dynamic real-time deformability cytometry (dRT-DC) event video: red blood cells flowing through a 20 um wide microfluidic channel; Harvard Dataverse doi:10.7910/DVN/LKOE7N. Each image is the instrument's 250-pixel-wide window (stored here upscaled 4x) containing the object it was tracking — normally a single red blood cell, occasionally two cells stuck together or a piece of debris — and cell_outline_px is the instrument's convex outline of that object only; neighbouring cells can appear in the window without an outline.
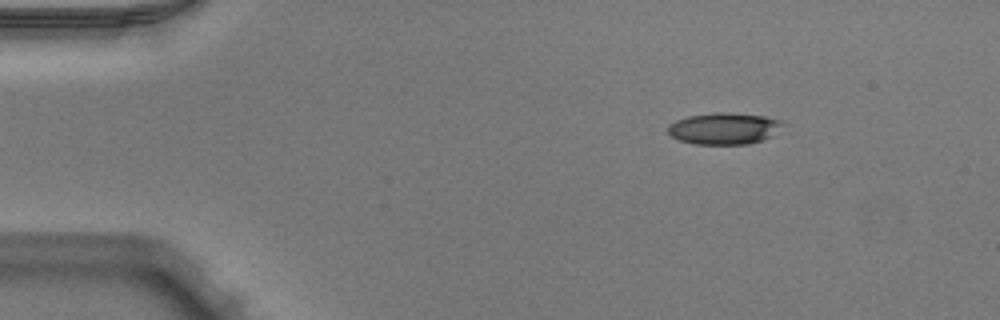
{"species": "Egyptian fruit bat (a non-hibernating species)", "species_latin": "Rousettus aegyptiacus", "temperature_condition": "warm", "stored_images_in_passage": 50, "camera_frame_rate_fps": 3000, "um_per_image_px": 0.085, "animal": {"sex": "male"}, "frame": {"image": 1, "passage_image": 7, "time_ms": 2.0, "image_size_px": [1000, 320], "cell_outline_px": [[788, 124], [772, 136], [764, 140], [748, 144], [696, 144], [680, 140], [672, 136], [668, 132], [668, 124], [676, 120], [688, 116], [716, 112], [724, 112], [764, 116], [780, 120]], "centroid_in_image_um": [61.6, 10.92], "position_along_channel_um": 23.4, "area_um2": 21.33}}
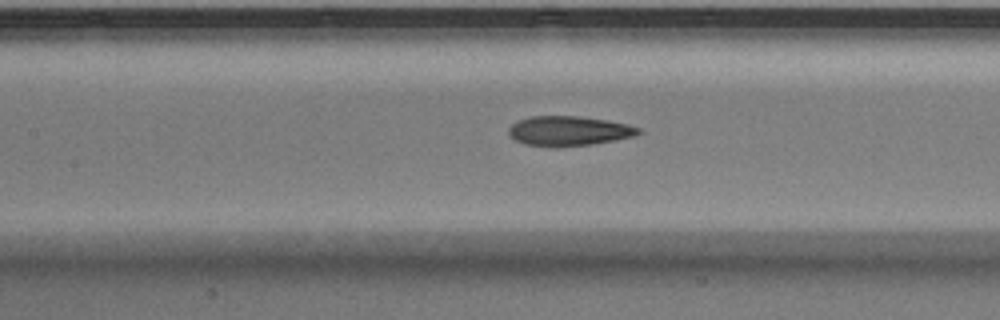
{"frame": {"image": 2, "passage_image": 23, "time_ms": 7.333, "image_size_px": [1000, 320], "cell_outline_px": [[644, 132], [636, 136], [616, 140], [592, 144], [552, 148], [524, 144], [508, 136], [508, 128], [512, 124], [520, 120], [532, 116], [580, 116], [608, 120], [628, 124], [640, 128]], "centroid_in_image_um": [48.37, 11.14], "position_along_channel_um": 159.0, "area_um2": 22.89}}
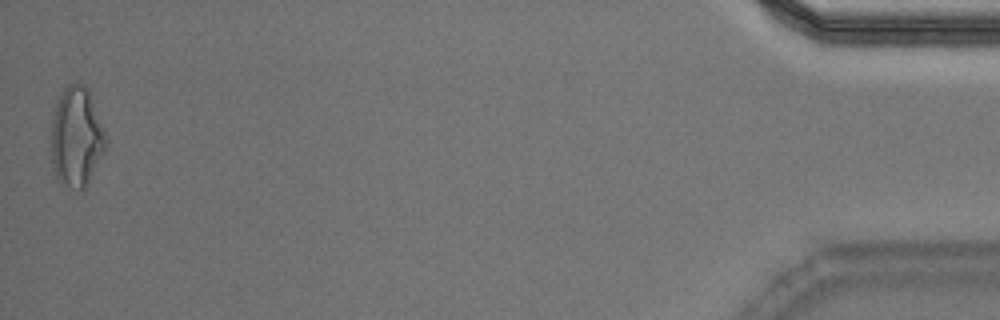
{"frame": {"image": 3, "passage_image": 50, "time_ms": 16.333, "image_size_px": [1000, 320], "cell_outline_px": [[108, 144], [88, 184], [84, 188], [80, 188], [60, 184], [56, 176], [52, 164], [52, 120], [56, 104], [64, 88], [68, 84], [84, 84], [88, 92], [108, 140]], "centroid_in_image_um": [6.5, 11.68], "position_along_channel_um": 428.7, "area_um2": 31.21}, "authors_computed_cell_mechanics": {"area_um2": 22.4264, "velocity_mm_per_s": 4.0078, "shape_relaxation_time_tau1_ms": 4.4363, "shape_relaxation_time_tau2_ms": 2.534, "deformation_change_tau1": 0.1983, "deformation_change_tau2": 0.1297}}